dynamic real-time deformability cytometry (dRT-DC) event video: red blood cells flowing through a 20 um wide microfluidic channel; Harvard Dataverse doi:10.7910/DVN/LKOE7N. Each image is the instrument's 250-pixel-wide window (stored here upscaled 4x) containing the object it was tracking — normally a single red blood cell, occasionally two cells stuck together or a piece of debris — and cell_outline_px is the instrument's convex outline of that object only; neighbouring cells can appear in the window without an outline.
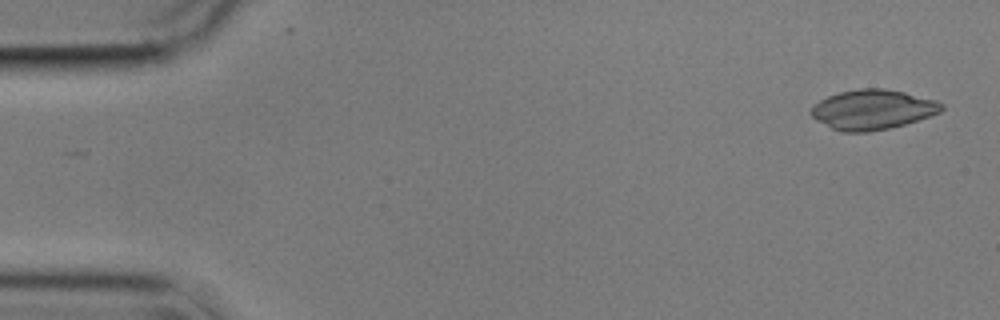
{"species": "common noctule bat (a hibernating species)", "species_latin": "Nyctalus noctula", "temperature_condition": "cold", "stored_images_in_passage": 54, "camera_frame_rate_fps": 3000, "um_per_image_px": 0.085, "animal": {"sex": "male", "body_mass_g": 17.9}, "frame": {"image": 1, "passage_image": 1, "time_ms": 0.0, "image_size_px": [1000, 320], "cell_outline_px": [[944, 108], [940, 112], [904, 124], [888, 128], [868, 132], [840, 132], [816, 120], [808, 112], [820, 100], [828, 96], [840, 92], [860, 88], [884, 88], [904, 92], [936, 100], [944, 104]], "centroid_in_image_um": [74.16, 9.31], "position_along_channel_um": 10.8, "area_um2": 30.11}}